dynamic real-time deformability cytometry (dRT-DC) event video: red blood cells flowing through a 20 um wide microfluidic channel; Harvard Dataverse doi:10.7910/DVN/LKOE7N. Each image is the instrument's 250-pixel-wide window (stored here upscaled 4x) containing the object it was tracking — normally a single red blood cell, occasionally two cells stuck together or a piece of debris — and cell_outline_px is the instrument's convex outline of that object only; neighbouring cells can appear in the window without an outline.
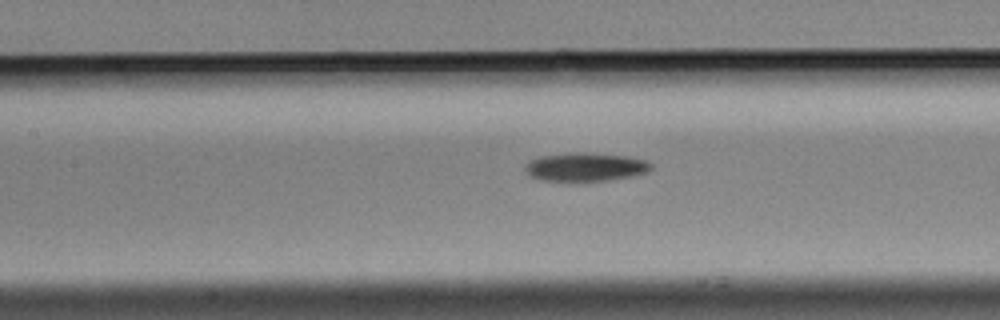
{"species": "Egyptian fruit bat (a non-hibernating species)", "species_latin": "Rousettus aegyptiacus", "temperature_condition": "cold", "stored_images_in_passage": 41, "camera_frame_rate_fps": 3000, "um_per_image_px": 0.085, "animal": {"sex": "male"}, "frame": {"image": 1, "passage_image": 22, "time_ms": 7.0, "image_size_px": [1000, 320], "cell_outline_px": [[652, 168], [648, 172], [632, 176], [608, 180], [540, 180], [528, 176], [524, 168], [524, 164], [528, 160], [540, 156], [568, 152], [584, 152], [628, 156], [648, 160], [652, 164]], "centroid_in_image_um": [49.74, 14.17], "position_along_channel_um": 157.7, "area_um2": 21.15}}
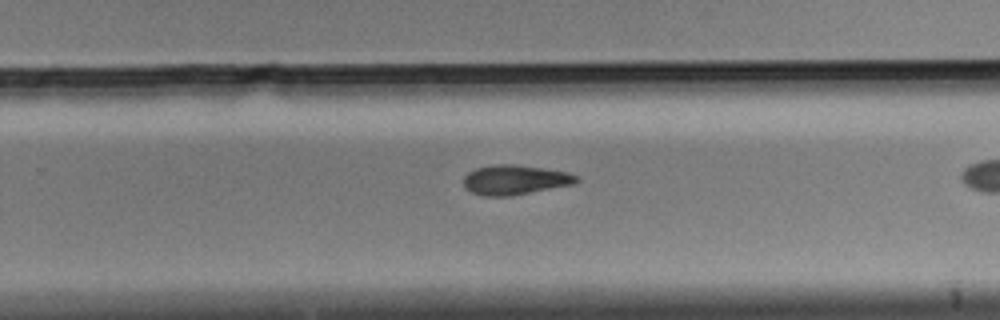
{"frame": {"image": 2, "passage_image": 33, "time_ms": 10.667, "image_size_px": [1000, 320], "cell_outline_px": [[580, 180], [572, 184], [512, 196], [484, 196], [472, 192], [464, 188], [464, 176], [468, 172], [476, 168], [496, 164], [516, 164], [568, 172], [580, 176]], "centroid_in_image_um": [43.77, 15.28], "position_along_channel_um": 286.0, "area_um2": 19.59}}
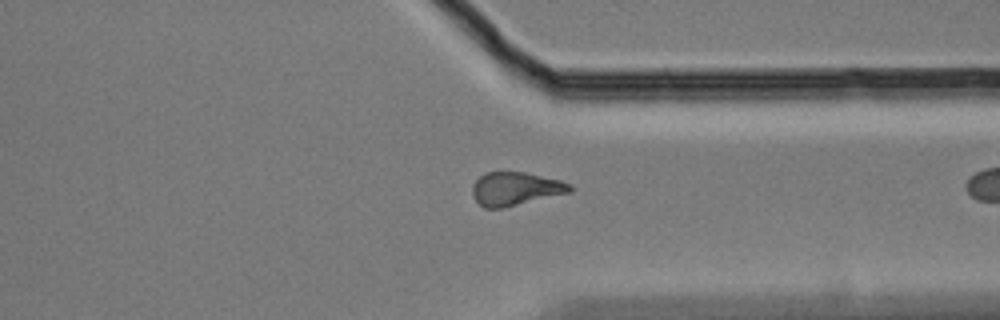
{"frame": {"image": 3, "passage_image": 40, "time_ms": 13.0, "image_size_px": [1000, 320], "cell_outline_px": [[572, 192], [504, 208], [484, 208], [472, 196], [472, 188], [476, 180], [484, 172], [524, 172], [560, 180], [572, 184]], "centroid_in_image_um": [43.82, 16.05], "position_along_channel_um": 367.6, "area_um2": 19.07}}